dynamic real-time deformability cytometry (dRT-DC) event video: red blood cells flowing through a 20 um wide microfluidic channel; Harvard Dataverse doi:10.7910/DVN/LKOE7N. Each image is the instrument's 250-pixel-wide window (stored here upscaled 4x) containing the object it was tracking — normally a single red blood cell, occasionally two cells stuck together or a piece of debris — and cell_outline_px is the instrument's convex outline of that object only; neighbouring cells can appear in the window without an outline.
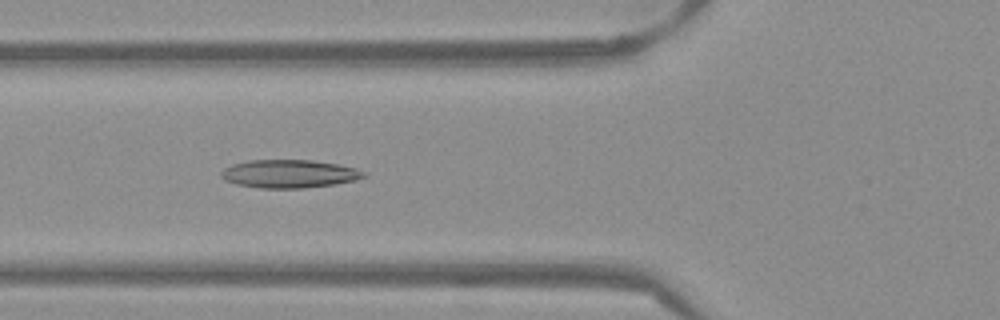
{"species": "Egyptian fruit bat (a non-hibernating species)", "species_latin": "Rousettus aegyptiacus", "temperature_condition": "warm", "stored_images_in_passage": 49, "camera_frame_rate_fps": 3000, "um_per_image_px": 0.085, "frame": {"image": 1, "passage_image": 19, "time_ms": 6.0, "image_size_px": [1000, 320], "cell_outline_px": [[368, 176], [356, 180], [336, 184], [304, 188], [260, 188], [236, 184], [224, 180], [220, 176], [220, 172], [224, 168], [232, 164], [248, 160], [312, 160], [340, 164], [356, 168], [364, 172]], "centroid_in_image_um": [24.59, 14.77], "position_along_channel_um": 101.2, "area_um2": 23.64}}
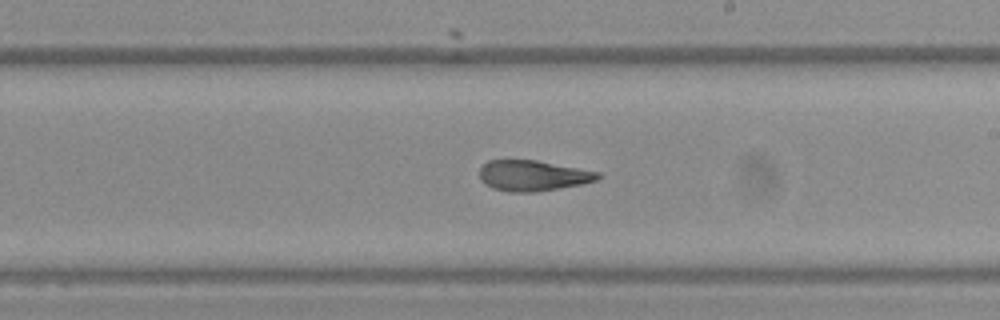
{"frame": {"image": 2, "passage_image": 30, "time_ms": 9.667, "image_size_px": [1000, 320], "cell_outline_px": [[604, 176], [596, 180], [580, 184], [560, 188], [536, 192], [508, 192], [492, 188], [484, 184], [480, 180], [480, 168], [488, 160], [536, 160], [600, 172]], "centroid_in_image_um": [45.29, 14.93], "position_along_channel_um": 243.7, "area_um2": 21.21}}
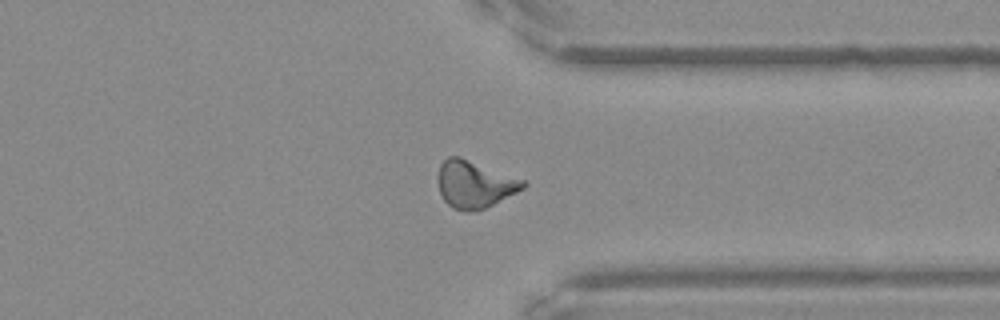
{"frame": {"image": 3, "passage_image": 40, "time_ms": 13.0, "image_size_px": [1000, 320], "cell_outline_px": [[528, 184], [524, 188], [484, 208], [468, 212], [452, 208], [444, 200], [440, 192], [436, 180], [436, 176], [440, 164], [448, 156], [460, 156], [524, 180]], "centroid_in_image_um": [40.29, 15.65], "position_along_channel_um": 371.1, "area_um2": 23.35}}